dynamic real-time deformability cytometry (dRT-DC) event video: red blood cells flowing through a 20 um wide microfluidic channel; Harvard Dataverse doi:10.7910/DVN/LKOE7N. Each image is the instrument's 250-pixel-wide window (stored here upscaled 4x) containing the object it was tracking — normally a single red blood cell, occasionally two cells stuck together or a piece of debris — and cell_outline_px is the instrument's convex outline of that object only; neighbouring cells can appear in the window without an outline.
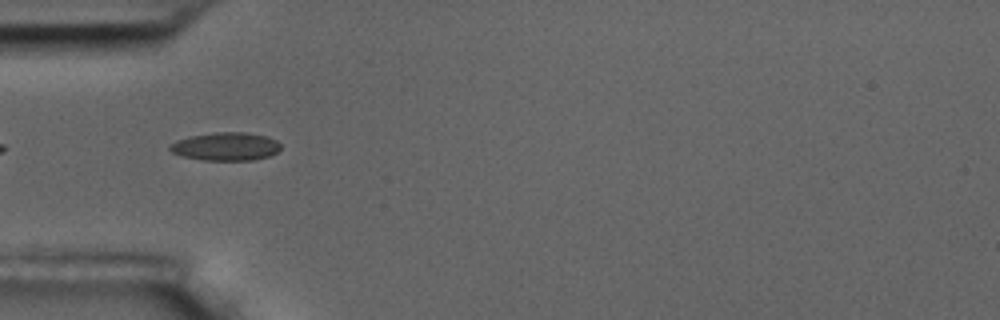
{"species": "common noctule bat (a hibernating species)", "species_latin": "Nyctalus noctula", "temperature_condition": "room temperature", "stored_images_in_passage": 6, "camera_frame_rate_fps": 3000, "um_per_image_px": 0.085, "animal": {"sex": "male", "body_mass_g": 17.5, "forearm_length_mm": 52.3}, "frame": {"image": 1, "passage_image": 5, "time_ms": 5.333, "image_size_px": [1000, 320], "cell_outline_px": [[280, 148], [276, 152], [268, 156], [252, 160], [204, 160], [184, 156], [172, 152], [168, 148], [168, 144], [176, 140], [188, 136], [212, 132], [248, 132], [268, 136], [276, 140], [280, 144]], "centroid_in_image_um": [19.17, 12.43], "position_along_channel_um": 65.8, "area_um2": 18.32}}